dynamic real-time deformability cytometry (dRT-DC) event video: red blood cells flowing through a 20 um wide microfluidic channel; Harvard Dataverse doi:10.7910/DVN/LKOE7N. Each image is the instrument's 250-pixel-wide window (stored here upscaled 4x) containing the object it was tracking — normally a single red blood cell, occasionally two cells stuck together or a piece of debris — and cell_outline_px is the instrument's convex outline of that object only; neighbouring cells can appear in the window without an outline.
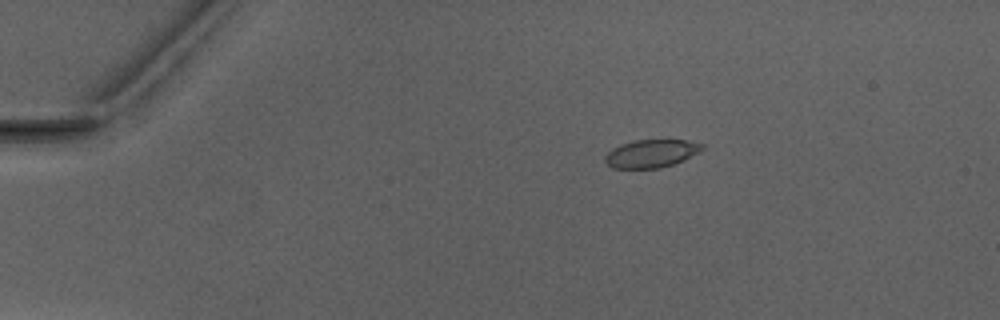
{"species": "Egyptian fruit bat (a non-hibernating species)", "species_latin": "Rousettus aegyptiacus", "temperature_condition": "warm", "stored_images_in_passage": 3, "camera_frame_rate_fps": 3000, "um_per_image_px": 0.085, "animal": {"sex": "male"}, "frame": {"image": 1, "passage_image": 1, "time_ms": 0.0, "image_size_px": [1000, 320], "cell_outline_px": [[704, 148], [672, 164], [660, 168], [612, 168], [604, 160], [604, 156], [612, 148], [620, 144], [636, 140], [684, 140], [704, 144]], "centroid_in_image_um": [55.28, 13.04], "position_along_channel_um": 29.7, "area_um2": 15.49}}